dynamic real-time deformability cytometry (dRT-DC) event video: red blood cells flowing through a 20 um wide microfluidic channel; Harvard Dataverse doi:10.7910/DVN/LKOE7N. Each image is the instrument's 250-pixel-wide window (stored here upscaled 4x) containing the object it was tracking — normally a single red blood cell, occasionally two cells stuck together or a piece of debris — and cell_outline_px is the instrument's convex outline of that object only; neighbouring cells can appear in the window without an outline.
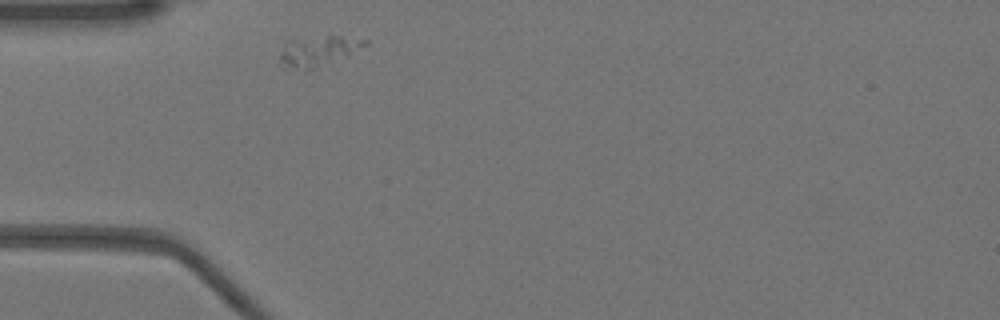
{"species": "Egyptian fruit bat (a non-hibernating species)", "species_latin": "Rousettus aegyptiacus", "temperature_condition": "warm", "stored_images_in_passage": 29, "camera_frame_rate_fps": 3000, "um_per_image_px": 0.085, "animal": {"sex": "female"}, "frame": {"image": 1, "passage_image": 1, "time_ms": 0.0, "image_size_px": [1000, 320], "cell_outline_px": [[368, 44], [348, 56], [304, 72], [284, 68], [280, 60], [280, 56], [284, 48], [292, 40], [328, 36], [340, 36], [368, 40]], "centroid_in_image_um": [27.07, 4.39], "position_along_channel_um": 57.9, "area_um2": 14.8}}
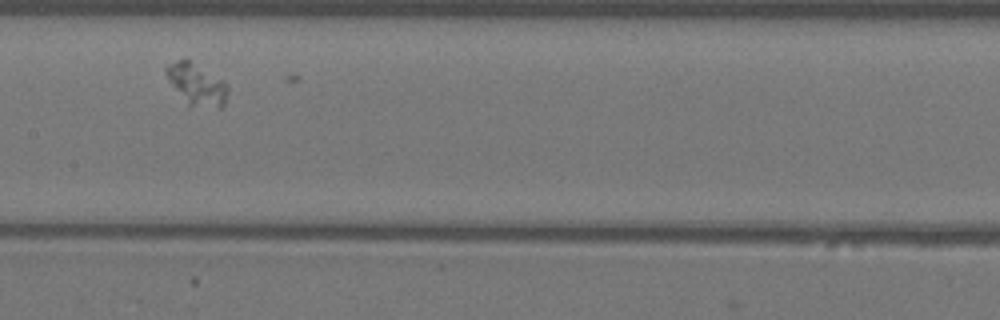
{"frame": {"image": 2, "passage_image": 12, "time_ms": 3.667, "image_size_px": [1000, 320], "cell_outline_px": [[228, 92], [224, 104], [220, 108], [188, 108], [168, 80], [164, 72], [164, 68], [168, 64], [184, 56], [224, 80], [228, 88]], "centroid_in_image_um": [16.68, 7.18], "position_along_channel_um": 190.7, "area_um2": 15.72}}
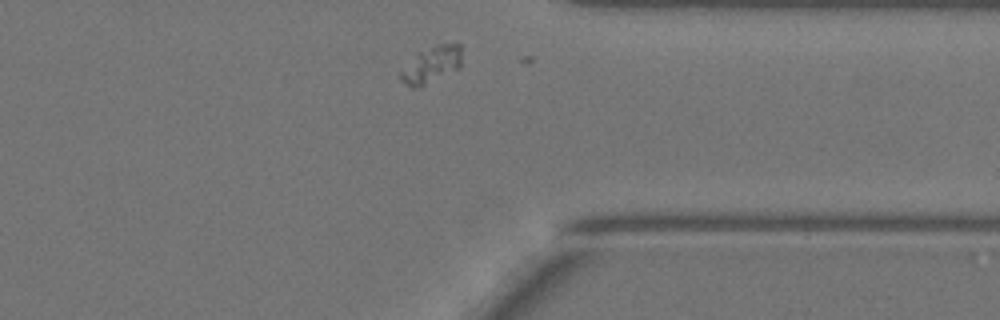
{"frame": {"image": 3, "passage_image": 27, "time_ms": 8.667, "image_size_px": [1000, 320], "cell_outline_px": [[460, 64], [456, 68], [420, 88], [412, 88], [404, 84], [400, 80], [400, 72], [420, 52], [436, 44], [460, 44]], "centroid_in_image_um": [36.63, 5.53], "position_along_channel_um": 374.8, "area_um2": 12.48}}